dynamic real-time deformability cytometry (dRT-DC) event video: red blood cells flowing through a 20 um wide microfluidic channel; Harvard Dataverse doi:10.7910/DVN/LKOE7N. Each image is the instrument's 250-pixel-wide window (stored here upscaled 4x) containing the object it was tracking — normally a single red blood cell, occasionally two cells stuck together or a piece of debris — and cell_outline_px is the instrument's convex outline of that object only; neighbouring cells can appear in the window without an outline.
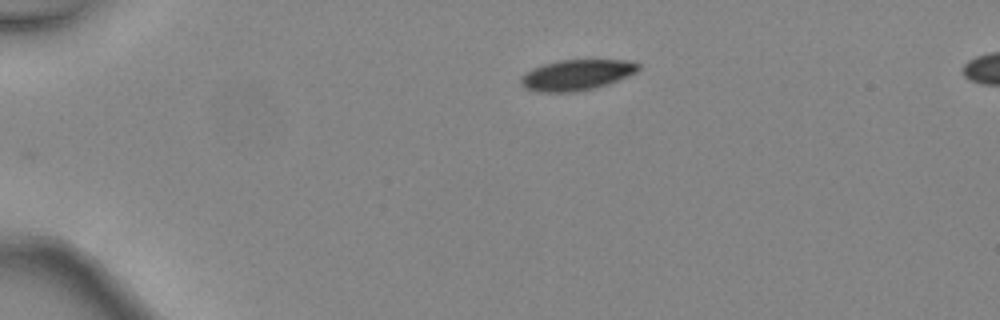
{"species": "common noctule bat (a hibernating species)", "species_latin": "Nyctalus noctula", "temperature_condition": "warm", "stored_images_in_passage": 37, "camera_frame_rate_fps": 3000, "um_per_image_px": 0.085, "animal": {"sex": "female", "body_mass_g": 24.6, "forearm_length_mm": 56.2}, "frame": {"image": 1, "passage_image": 1, "time_ms": 0.0, "image_size_px": [1000, 320], "cell_outline_px": [[640, 68], [636, 72], [628, 76], [608, 84], [596, 88], [576, 92], [536, 92], [524, 88], [520, 84], [520, 80], [528, 72], [544, 64], [560, 60], [624, 60], [640, 64]], "centroid_in_image_um": [49.03, 6.39], "position_along_channel_um": 36.0, "area_um2": 20.87}}
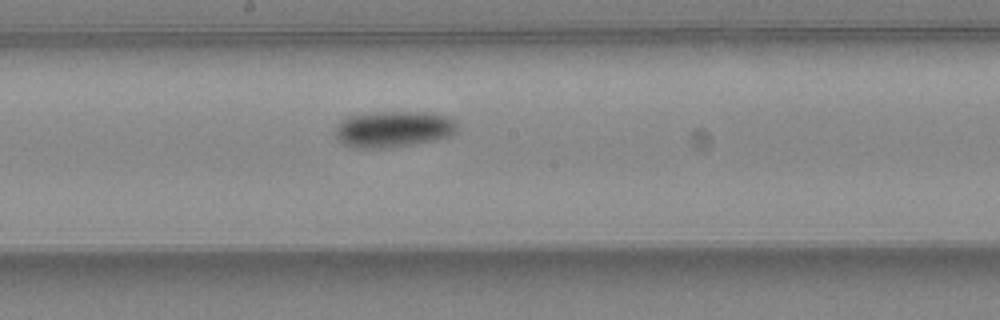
{"frame": {"image": 2, "passage_image": 17, "time_ms": 5.333, "image_size_px": [1000, 320], "cell_outline_px": [[456, 132], [452, 136], [436, 140], [388, 148], [352, 148], [340, 144], [336, 136], [336, 128], [344, 120], [352, 116], [376, 112], [424, 112], [444, 116], [456, 120]], "centroid_in_image_um": [33.45, 11.0], "position_along_channel_um": 214.7, "area_um2": 25.66}}
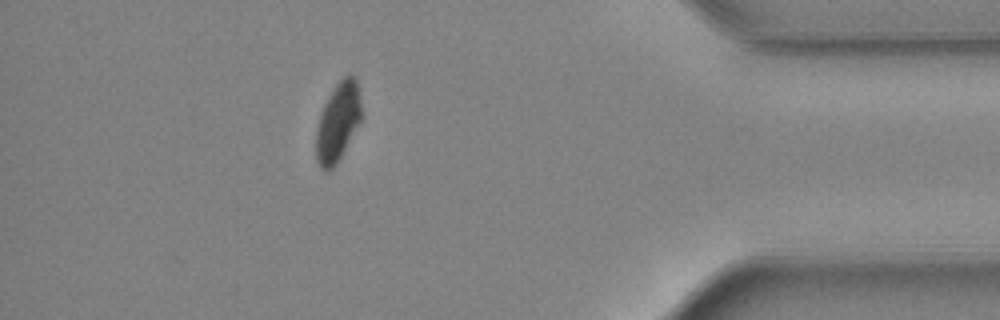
{"frame": {"image": 3, "passage_image": 32, "time_ms": 10.333, "image_size_px": [1000, 320], "cell_outline_px": [[360, 124], [336, 164], [328, 172], [324, 172], [320, 168], [316, 160], [316, 128], [320, 112], [332, 88], [348, 72], [356, 76], [360, 100]], "centroid_in_image_um": [28.7, 10.37], "position_along_channel_um": 406.5, "area_um2": 21.1}, "authors_computed_cell_mechanics": {"area_um2": 23.2934, "velocity_mm_per_s": 4.5435, "shape_relaxation_time_tau1_ms": 2.5047, "shape_relaxation_time_tau2_ms": null, "deformation_change_tau1": 0.0939, "deformation_change_tau2": null}}